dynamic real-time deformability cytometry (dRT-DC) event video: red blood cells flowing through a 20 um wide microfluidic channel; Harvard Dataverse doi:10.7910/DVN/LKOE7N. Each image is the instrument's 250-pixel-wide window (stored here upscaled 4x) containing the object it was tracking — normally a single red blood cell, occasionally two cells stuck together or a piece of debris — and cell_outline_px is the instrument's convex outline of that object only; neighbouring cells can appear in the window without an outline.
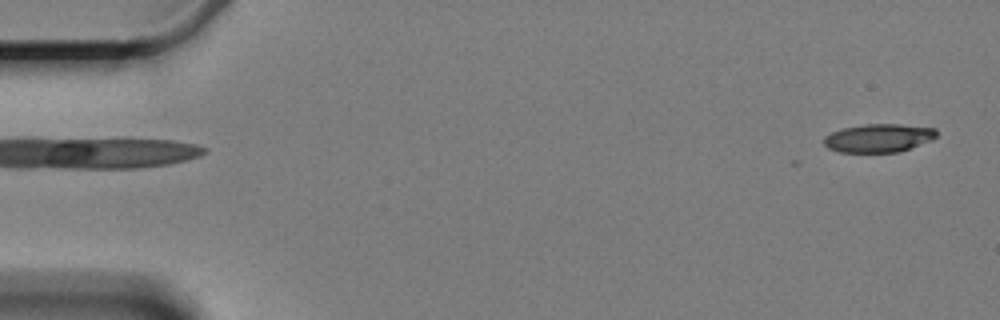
{"species": "Egyptian fruit bat (a non-hibernating species)", "species_latin": "Rousettus aegyptiacus", "temperature_condition": "cold", "stored_images_in_passage": 3, "camera_frame_rate_fps": 3000, "um_per_image_px": 0.085, "animal": {"sex": "female"}, "frame": {"image": 1, "passage_image": 1, "time_ms": 0.0, "image_size_px": [1000, 320], "cell_outline_px": [[936, 136], [932, 140], [896, 152], [840, 152], [828, 148], [824, 144], [824, 136], [832, 132], [844, 128], [864, 124], [900, 124], [936, 128]], "centroid_in_image_um": [74.67, 11.72], "position_along_channel_um": 10.3, "area_um2": 18.44}}